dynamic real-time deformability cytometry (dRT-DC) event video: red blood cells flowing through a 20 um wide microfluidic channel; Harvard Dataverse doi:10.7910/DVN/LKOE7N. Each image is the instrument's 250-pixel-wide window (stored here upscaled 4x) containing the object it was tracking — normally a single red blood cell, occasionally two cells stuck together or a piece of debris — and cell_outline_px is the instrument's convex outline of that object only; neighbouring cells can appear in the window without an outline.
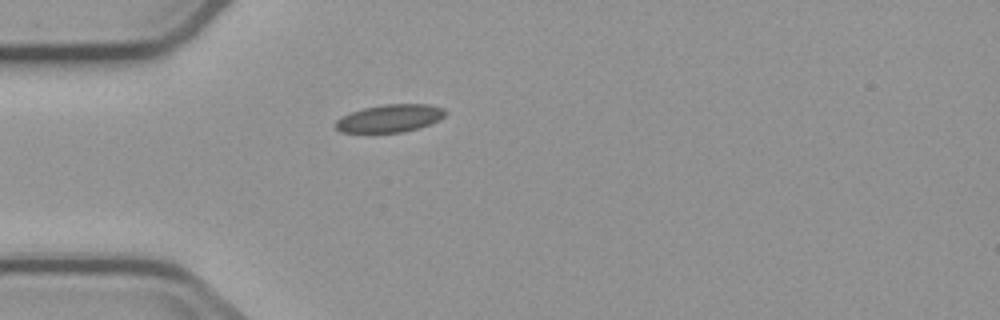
{"species": "common noctule bat (a hibernating species)", "species_latin": "Nyctalus noctula", "temperature_condition": "cold", "stored_images_in_passage": 1, "camera_frame_rate_fps": 3000, "um_per_image_px": 0.085, "animal": {"sex": "male", "body_mass_g": 23.1, "forearm_length_mm": 52.7}, "frame": {"image": 1, "passage_image": 1, "time_ms": 0.0, "image_size_px": [1000, 320], "cell_outline_px": [[448, 112], [440, 120], [416, 128], [400, 132], [340, 132], [332, 124], [336, 120], [352, 112], [364, 108], [384, 104], [432, 104], [444, 108]], "centroid_in_image_um": [33.15, 10.04], "position_along_channel_um": 51.8, "area_um2": 17.63}}